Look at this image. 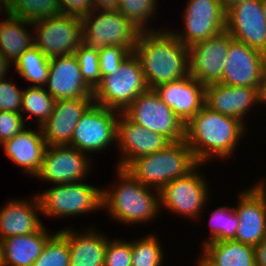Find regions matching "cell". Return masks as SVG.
Instances as JSON below:
<instances>
[{
    "mask_svg": "<svg viewBox=\"0 0 266 266\" xmlns=\"http://www.w3.org/2000/svg\"><path fill=\"white\" fill-rule=\"evenodd\" d=\"M248 133V127L239 119L222 115L204 105L185 124L184 140L198 164H208L215 159L224 163L238 152L239 144Z\"/></svg>",
    "mask_w": 266,
    "mask_h": 266,
    "instance_id": "obj_1",
    "label": "cell"
},
{
    "mask_svg": "<svg viewBox=\"0 0 266 266\" xmlns=\"http://www.w3.org/2000/svg\"><path fill=\"white\" fill-rule=\"evenodd\" d=\"M133 53L150 90L189 75V50L169 28L141 31Z\"/></svg>",
    "mask_w": 266,
    "mask_h": 266,
    "instance_id": "obj_2",
    "label": "cell"
},
{
    "mask_svg": "<svg viewBox=\"0 0 266 266\" xmlns=\"http://www.w3.org/2000/svg\"><path fill=\"white\" fill-rule=\"evenodd\" d=\"M114 168L115 181L102 188V210L122 226L151 225L161 214L159 191L144 186L125 169Z\"/></svg>",
    "mask_w": 266,
    "mask_h": 266,
    "instance_id": "obj_3",
    "label": "cell"
},
{
    "mask_svg": "<svg viewBox=\"0 0 266 266\" xmlns=\"http://www.w3.org/2000/svg\"><path fill=\"white\" fill-rule=\"evenodd\" d=\"M197 165L191 149L185 140H181L134 159L125 170L144 186L160 191L174 179L186 176Z\"/></svg>",
    "mask_w": 266,
    "mask_h": 266,
    "instance_id": "obj_4",
    "label": "cell"
},
{
    "mask_svg": "<svg viewBox=\"0 0 266 266\" xmlns=\"http://www.w3.org/2000/svg\"><path fill=\"white\" fill-rule=\"evenodd\" d=\"M53 186V187H52ZM41 193H36L41 207V217L71 219L87 214L102 212V186L78 181L52 184Z\"/></svg>",
    "mask_w": 266,
    "mask_h": 266,
    "instance_id": "obj_5",
    "label": "cell"
},
{
    "mask_svg": "<svg viewBox=\"0 0 266 266\" xmlns=\"http://www.w3.org/2000/svg\"><path fill=\"white\" fill-rule=\"evenodd\" d=\"M202 166L206 168L208 164H198L186 176L174 179L159 191L160 217L163 210H167L170 215L195 220V223L196 221L202 222L205 214L203 212L209 201L211 203L209 197L212 191L209 188L210 180L202 172Z\"/></svg>",
    "mask_w": 266,
    "mask_h": 266,
    "instance_id": "obj_6",
    "label": "cell"
},
{
    "mask_svg": "<svg viewBox=\"0 0 266 266\" xmlns=\"http://www.w3.org/2000/svg\"><path fill=\"white\" fill-rule=\"evenodd\" d=\"M81 18L82 44L98 52L107 46L135 48L141 33L118 10H91Z\"/></svg>",
    "mask_w": 266,
    "mask_h": 266,
    "instance_id": "obj_7",
    "label": "cell"
},
{
    "mask_svg": "<svg viewBox=\"0 0 266 266\" xmlns=\"http://www.w3.org/2000/svg\"><path fill=\"white\" fill-rule=\"evenodd\" d=\"M149 90L140 62L132 52L116 73L102 77L93 91L94 103L123 112L134 99Z\"/></svg>",
    "mask_w": 266,
    "mask_h": 266,
    "instance_id": "obj_8",
    "label": "cell"
},
{
    "mask_svg": "<svg viewBox=\"0 0 266 266\" xmlns=\"http://www.w3.org/2000/svg\"><path fill=\"white\" fill-rule=\"evenodd\" d=\"M120 111L93 103L78 121L69 146L92 157L116 146ZM113 145V146H111Z\"/></svg>",
    "mask_w": 266,
    "mask_h": 266,
    "instance_id": "obj_9",
    "label": "cell"
},
{
    "mask_svg": "<svg viewBox=\"0 0 266 266\" xmlns=\"http://www.w3.org/2000/svg\"><path fill=\"white\" fill-rule=\"evenodd\" d=\"M122 113L143 128L162 134L170 142L184 140L185 124L154 90L138 95Z\"/></svg>",
    "mask_w": 266,
    "mask_h": 266,
    "instance_id": "obj_10",
    "label": "cell"
},
{
    "mask_svg": "<svg viewBox=\"0 0 266 266\" xmlns=\"http://www.w3.org/2000/svg\"><path fill=\"white\" fill-rule=\"evenodd\" d=\"M181 15L184 28L169 29L187 47L214 37L226 28V11L219 0H187Z\"/></svg>",
    "mask_w": 266,
    "mask_h": 266,
    "instance_id": "obj_11",
    "label": "cell"
},
{
    "mask_svg": "<svg viewBox=\"0 0 266 266\" xmlns=\"http://www.w3.org/2000/svg\"><path fill=\"white\" fill-rule=\"evenodd\" d=\"M93 158L69 145H47L41 168L34 178L48 185L85 181L95 168Z\"/></svg>",
    "mask_w": 266,
    "mask_h": 266,
    "instance_id": "obj_12",
    "label": "cell"
},
{
    "mask_svg": "<svg viewBox=\"0 0 266 266\" xmlns=\"http://www.w3.org/2000/svg\"><path fill=\"white\" fill-rule=\"evenodd\" d=\"M35 46L48 58L74 54L82 43V18L61 14L32 23Z\"/></svg>",
    "mask_w": 266,
    "mask_h": 266,
    "instance_id": "obj_13",
    "label": "cell"
},
{
    "mask_svg": "<svg viewBox=\"0 0 266 266\" xmlns=\"http://www.w3.org/2000/svg\"><path fill=\"white\" fill-rule=\"evenodd\" d=\"M266 177L256 180L250 187H243L234 205L239 219L236 241L256 246L266 238Z\"/></svg>",
    "mask_w": 266,
    "mask_h": 266,
    "instance_id": "obj_14",
    "label": "cell"
},
{
    "mask_svg": "<svg viewBox=\"0 0 266 266\" xmlns=\"http://www.w3.org/2000/svg\"><path fill=\"white\" fill-rule=\"evenodd\" d=\"M169 143L162 134L143 128L120 112L116 135L119 160L114 166L125 169L134 159L160 151Z\"/></svg>",
    "mask_w": 266,
    "mask_h": 266,
    "instance_id": "obj_15",
    "label": "cell"
},
{
    "mask_svg": "<svg viewBox=\"0 0 266 266\" xmlns=\"http://www.w3.org/2000/svg\"><path fill=\"white\" fill-rule=\"evenodd\" d=\"M232 40L233 37L225 30L189 46V75L205 86L219 83Z\"/></svg>",
    "mask_w": 266,
    "mask_h": 266,
    "instance_id": "obj_16",
    "label": "cell"
},
{
    "mask_svg": "<svg viewBox=\"0 0 266 266\" xmlns=\"http://www.w3.org/2000/svg\"><path fill=\"white\" fill-rule=\"evenodd\" d=\"M225 30L241 43L266 55L263 0H243L226 11Z\"/></svg>",
    "mask_w": 266,
    "mask_h": 266,
    "instance_id": "obj_17",
    "label": "cell"
},
{
    "mask_svg": "<svg viewBox=\"0 0 266 266\" xmlns=\"http://www.w3.org/2000/svg\"><path fill=\"white\" fill-rule=\"evenodd\" d=\"M266 55L233 39L224 59L222 80L227 86L259 88Z\"/></svg>",
    "mask_w": 266,
    "mask_h": 266,
    "instance_id": "obj_18",
    "label": "cell"
},
{
    "mask_svg": "<svg viewBox=\"0 0 266 266\" xmlns=\"http://www.w3.org/2000/svg\"><path fill=\"white\" fill-rule=\"evenodd\" d=\"M205 105L222 115L242 121L246 126L253 109H261L258 89L250 87L227 86L213 83L205 86ZM248 115V116H247Z\"/></svg>",
    "mask_w": 266,
    "mask_h": 266,
    "instance_id": "obj_19",
    "label": "cell"
},
{
    "mask_svg": "<svg viewBox=\"0 0 266 266\" xmlns=\"http://www.w3.org/2000/svg\"><path fill=\"white\" fill-rule=\"evenodd\" d=\"M44 87L55 100L93 98V90L83 80L75 54L49 58Z\"/></svg>",
    "mask_w": 266,
    "mask_h": 266,
    "instance_id": "obj_20",
    "label": "cell"
},
{
    "mask_svg": "<svg viewBox=\"0 0 266 266\" xmlns=\"http://www.w3.org/2000/svg\"><path fill=\"white\" fill-rule=\"evenodd\" d=\"M39 198H9L0 206V241L7 237L38 232L45 224L40 219Z\"/></svg>",
    "mask_w": 266,
    "mask_h": 266,
    "instance_id": "obj_21",
    "label": "cell"
},
{
    "mask_svg": "<svg viewBox=\"0 0 266 266\" xmlns=\"http://www.w3.org/2000/svg\"><path fill=\"white\" fill-rule=\"evenodd\" d=\"M93 98L56 100L48 120L41 126L46 145H70L74 129Z\"/></svg>",
    "mask_w": 266,
    "mask_h": 266,
    "instance_id": "obj_22",
    "label": "cell"
},
{
    "mask_svg": "<svg viewBox=\"0 0 266 266\" xmlns=\"http://www.w3.org/2000/svg\"><path fill=\"white\" fill-rule=\"evenodd\" d=\"M153 90L184 124L205 105V85L190 75Z\"/></svg>",
    "mask_w": 266,
    "mask_h": 266,
    "instance_id": "obj_23",
    "label": "cell"
},
{
    "mask_svg": "<svg viewBox=\"0 0 266 266\" xmlns=\"http://www.w3.org/2000/svg\"><path fill=\"white\" fill-rule=\"evenodd\" d=\"M94 225L76 230L74 225L58 229L68 241L69 266H104L105 251L110 236Z\"/></svg>",
    "mask_w": 266,
    "mask_h": 266,
    "instance_id": "obj_24",
    "label": "cell"
},
{
    "mask_svg": "<svg viewBox=\"0 0 266 266\" xmlns=\"http://www.w3.org/2000/svg\"><path fill=\"white\" fill-rule=\"evenodd\" d=\"M28 127L4 141L0 147L3 148L8 160L20 167L21 174H27L34 179L41 168L47 145L41 127L35 129Z\"/></svg>",
    "mask_w": 266,
    "mask_h": 266,
    "instance_id": "obj_25",
    "label": "cell"
},
{
    "mask_svg": "<svg viewBox=\"0 0 266 266\" xmlns=\"http://www.w3.org/2000/svg\"><path fill=\"white\" fill-rule=\"evenodd\" d=\"M53 234L44 225L38 232L2 239L3 266H33Z\"/></svg>",
    "mask_w": 266,
    "mask_h": 266,
    "instance_id": "obj_26",
    "label": "cell"
},
{
    "mask_svg": "<svg viewBox=\"0 0 266 266\" xmlns=\"http://www.w3.org/2000/svg\"><path fill=\"white\" fill-rule=\"evenodd\" d=\"M34 45V28L31 22L13 15L0 20V52L12 65Z\"/></svg>",
    "mask_w": 266,
    "mask_h": 266,
    "instance_id": "obj_27",
    "label": "cell"
},
{
    "mask_svg": "<svg viewBox=\"0 0 266 266\" xmlns=\"http://www.w3.org/2000/svg\"><path fill=\"white\" fill-rule=\"evenodd\" d=\"M213 266H256L254 246L232 241H211L199 247Z\"/></svg>",
    "mask_w": 266,
    "mask_h": 266,
    "instance_id": "obj_28",
    "label": "cell"
},
{
    "mask_svg": "<svg viewBox=\"0 0 266 266\" xmlns=\"http://www.w3.org/2000/svg\"><path fill=\"white\" fill-rule=\"evenodd\" d=\"M55 101L43 86H24L21 114L26 123L31 119L30 123L33 120V124L41 127L53 112Z\"/></svg>",
    "mask_w": 266,
    "mask_h": 266,
    "instance_id": "obj_29",
    "label": "cell"
},
{
    "mask_svg": "<svg viewBox=\"0 0 266 266\" xmlns=\"http://www.w3.org/2000/svg\"><path fill=\"white\" fill-rule=\"evenodd\" d=\"M14 72L27 81L28 86H45L48 80L49 58L35 45L26 50L14 63Z\"/></svg>",
    "mask_w": 266,
    "mask_h": 266,
    "instance_id": "obj_30",
    "label": "cell"
},
{
    "mask_svg": "<svg viewBox=\"0 0 266 266\" xmlns=\"http://www.w3.org/2000/svg\"><path fill=\"white\" fill-rule=\"evenodd\" d=\"M210 218L209 235L204 240L201 239L199 246H203L211 241H236V232L239 224L238 216L234 206L220 205L209 212Z\"/></svg>",
    "mask_w": 266,
    "mask_h": 266,
    "instance_id": "obj_31",
    "label": "cell"
},
{
    "mask_svg": "<svg viewBox=\"0 0 266 266\" xmlns=\"http://www.w3.org/2000/svg\"><path fill=\"white\" fill-rule=\"evenodd\" d=\"M160 234L156 232L144 234L131 239L132 266H163L165 249L161 242ZM160 237V238H159Z\"/></svg>",
    "mask_w": 266,
    "mask_h": 266,
    "instance_id": "obj_32",
    "label": "cell"
},
{
    "mask_svg": "<svg viewBox=\"0 0 266 266\" xmlns=\"http://www.w3.org/2000/svg\"><path fill=\"white\" fill-rule=\"evenodd\" d=\"M159 0H118L117 10L141 31H156L161 26L153 27L157 17ZM157 6V7H156ZM152 20V21H151ZM152 23V24H149Z\"/></svg>",
    "mask_w": 266,
    "mask_h": 266,
    "instance_id": "obj_33",
    "label": "cell"
},
{
    "mask_svg": "<svg viewBox=\"0 0 266 266\" xmlns=\"http://www.w3.org/2000/svg\"><path fill=\"white\" fill-rule=\"evenodd\" d=\"M13 16L27 22H35L61 15L58 0H9Z\"/></svg>",
    "mask_w": 266,
    "mask_h": 266,
    "instance_id": "obj_34",
    "label": "cell"
},
{
    "mask_svg": "<svg viewBox=\"0 0 266 266\" xmlns=\"http://www.w3.org/2000/svg\"><path fill=\"white\" fill-rule=\"evenodd\" d=\"M67 238L58 230L47 240L40 257L33 266H69Z\"/></svg>",
    "mask_w": 266,
    "mask_h": 266,
    "instance_id": "obj_35",
    "label": "cell"
},
{
    "mask_svg": "<svg viewBox=\"0 0 266 266\" xmlns=\"http://www.w3.org/2000/svg\"><path fill=\"white\" fill-rule=\"evenodd\" d=\"M74 54L78 60L83 80L94 91L102 80L99 65V52L88 49L81 43Z\"/></svg>",
    "mask_w": 266,
    "mask_h": 266,
    "instance_id": "obj_36",
    "label": "cell"
},
{
    "mask_svg": "<svg viewBox=\"0 0 266 266\" xmlns=\"http://www.w3.org/2000/svg\"><path fill=\"white\" fill-rule=\"evenodd\" d=\"M131 240L110 237L106 246L104 266H132Z\"/></svg>",
    "mask_w": 266,
    "mask_h": 266,
    "instance_id": "obj_37",
    "label": "cell"
},
{
    "mask_svg": "<svg viewBox=\"0 0 266 266\" xmlns=\"http://www.w3.org/2000/svg\"><path fill=\"white\" fill-rule=\"evenodd\" d=\"M7 78L0 79V111L21 113L24 88L18 87L14 79Z\"/></svg>",
    "mask_w": 266,
    "mask_h": 266,
    "instance_id": "obj_38",
    "label": "cell"
},
{
    "mask_svg": "<svg viewBox=\"0 0 266 266\" xmlns=\"http://www.w3.org/2000/svg\"><path fill=\"white\" fill-rule=\"evenodd\" d=\"M133 47L107 46L99 51L101 77L116 73L120 64L133 52Z\"/></svg>",
    "mask_w": 266,
    "mask_h": 266,
    "instance_id": "obj_39",
    "label": "cell"
},
{
    "mask_svg": "<svg viewBox=\"0 0 266 266\" xmlns=\"http://www.w3.org/2000/svg\"><path fill=\"white\" fill-rule=\"evenodd\" d=\"M27 127L21 113L0 111V145Z\"/></svg>",
    "mask_w": 266,
    "mask_h": 266,
    "instance_id": "obj_40",
    "label": "cell"
},
{
    "mask_svg": "<svg viewBox=\"0 0 266 266\" xmlns=\"http://www.w3.org/2000/svg\"><path fill=\"white\" fill-rule=\"evenodd\" d=\"M62 14L82 17L92 10V0H58Z\"/></svg>",
    "mask_w": 266,
    "mask_h": 266,
    "instance_id": "obj_41",
    "label": "cell"
},
{
    "mask_svg": "<svg viewBox=\"0 0 266 266\" xmlns=\"http://www.w3.org/2000/svg\"><path fill=\"white\" fill-rule=\"evenodd\" d=\"M255 265L266 266V238L254 246Z\"/></svg>",
    "mask_w": 266,
    "mask_h": 266,
    "instance_id": "obj_42",
    "label": "cell"
},
{
    "mask_svg": "<svg viewBox=\"0 0 266 266\" xmlns=\"http://www.w3.org/2000/svg\"><path fill=\"white\" fill-rule=\"evenodd\" d=\"M118 0H92V10H117Z\"/></svg>",
    "mask_w": 266,
    "mask_h": 266,
    "instance_id": "obj_43",
    "label": "cell"
},
{
    "mask_svg": "<svg viewBox=\"0 0 266 266\" xmlns=\"http://www.w3.org/2000/svg\"><path fill=\"white\" fill-rule=\"evenodd\" d=\"M258 98L261 107H265L266 105V64L264 66V69L262 71L261 75V81L258 88Z\"/></svg>",
    "mask_w": 266,
    "mask_h": 266,
    "instance_id": "obj_44",
    "label": "cell"
},
{
    "mask_svg": "<svg viewBox=\"0 0 266 266\" xmlns=\"http://www.w3.org/2000/svg\"><path fill=\"white\" fill-rule=\"evenodd\" d=\"M13 65L0 52V79L6 78Z\"/></svg>",
    "mask_w": 266,
    "mask_h": 266,
    "instance_id": "obj_45",
    "label": "cell"
},
{
    "mask_svg": "<svg viewBox=\"0 0 266 266\" xmlns=\"http://www.w3.org/2000/svg\"><path fill=\"white\" fill-rule=\"evenodd\" d=\"M5 13V14H3ZM0 20L4 19L5 17H10L13 15L12 8L9 0H0ZM2 14L4 15L2 17Z\"/></svg>",
    "mask_w": 266,
    "mask_h": 266,
    "instance_id": "obj_46",
    "label": "cell"
},
{
    "mask_svg": "<svg viewBox=\"0 0 266 266\" xmlns=\"http://www.w3.org/2000/svg\"><path fill=\"white\" fill-rule=\"evenodd\" d=\"M223 9L225 11H228L230 8H232L237 3H240L243 0H219Z\"/></svg>",
    "mask_w": 266,
    "mask_h": 266,
    "instance_id": "obj_47",
    "label": "cell"
},
{
    "mask_svg": "<svg viewBox=\"0 0 266 266\" xmlns=\"http://www.w3.org/2000/svg\"><path fill=\"white\" fill-rule=\"evenodd\" d=\"M195 261L196 266H213L202 254H199Z\"/></svg>",
    "mask_w": 266,
    "mask_h": 266,
    "instance_id": "obj_48",
    "label": "cell"
},
{
    "mask_svg": "<svg viewBox=\"0 0 266 266\" xmlns=\"http://www.w3.org/2000/svg\"><path fill=\"white\" fill-rule=\"evenodd\" d=\"M263 15L266 21V0H263Z\"/></svg>",
    "mask_w": 266,
    "mask_h": 266,
    "instance_id": "obj_49",
    "label": "cell"
},
{
    "mask_svg": "<svg viewBox=\"0 0 266 266\" xmlns=\"http://www.w3.org/2000/svg\"><path fill=\"white\" fill-rule=\"evenodd\" d=\"M0 266H3V264H2V245H1V241H0Z\"/></svg>",
    "mask_w": 266,
    "mask_h": 266,
    "instance_id": "obj_50",
    "label": "cell"
}]
</instances>
